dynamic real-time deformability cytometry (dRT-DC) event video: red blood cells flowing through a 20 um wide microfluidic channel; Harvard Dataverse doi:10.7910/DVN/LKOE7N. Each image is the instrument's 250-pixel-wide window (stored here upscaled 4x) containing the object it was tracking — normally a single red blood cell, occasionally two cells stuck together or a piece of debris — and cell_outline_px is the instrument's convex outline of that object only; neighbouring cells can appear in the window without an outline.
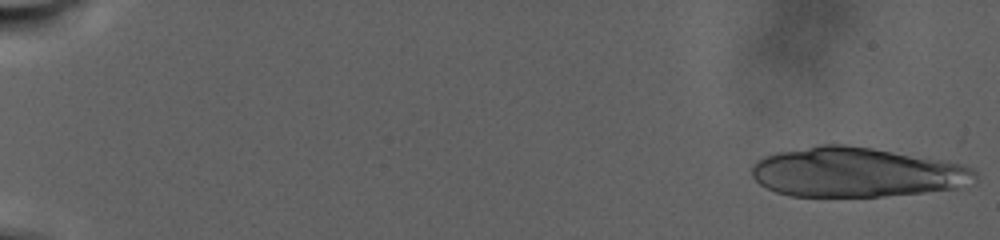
{"species": "human", "species_latin": "Homo sapiens", "temperature_condition": "warm", "stored_images_in_passage": 34, "camera_frame_rate_fps": 3000, "um_per_image_px": 0.085, "donor": {"sex": "male"}, "frame": {"image": 1, "passage_image": 1, "time_ms": 0.0, "image_size_px": [1000, 240], "cell_outline_px": [[976, 184], [956, 188], [924, 192], [884, 196], [788, 196], [776, 192], [760, 184], [752, 176], [752, 164], [756, 160], [764, 156], [776, 152], [820, 144], [848, 144], [872, 148], [940, 160], [960, 164], [972, 168], [976, 172]], "centroid_in_image_um": [72.78, 14.64], "position_along_channel_um": 12.2, "area_um2": 64.74}}
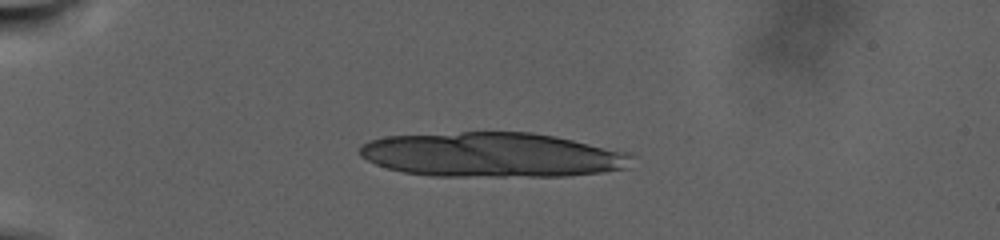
{"frame": {"image": 2, "passage_image": 24, "time_ms": 7.667, "image_size_px": [1000, 240], "cell_outline_px": [[632, 156], [628, 168], [604, 172], [564, 176], [432, 176], [404, 172], [388, 168], [376, 164], [360, 156], [360, 144], [368, 140], [384, 136], [460, 132], [532, 132], [556, 136], [632, 152]], "centroid_in_image_um": [41.85, 13.15], "position_along_channel_um": 43.1, "area_um2": 71.33}}